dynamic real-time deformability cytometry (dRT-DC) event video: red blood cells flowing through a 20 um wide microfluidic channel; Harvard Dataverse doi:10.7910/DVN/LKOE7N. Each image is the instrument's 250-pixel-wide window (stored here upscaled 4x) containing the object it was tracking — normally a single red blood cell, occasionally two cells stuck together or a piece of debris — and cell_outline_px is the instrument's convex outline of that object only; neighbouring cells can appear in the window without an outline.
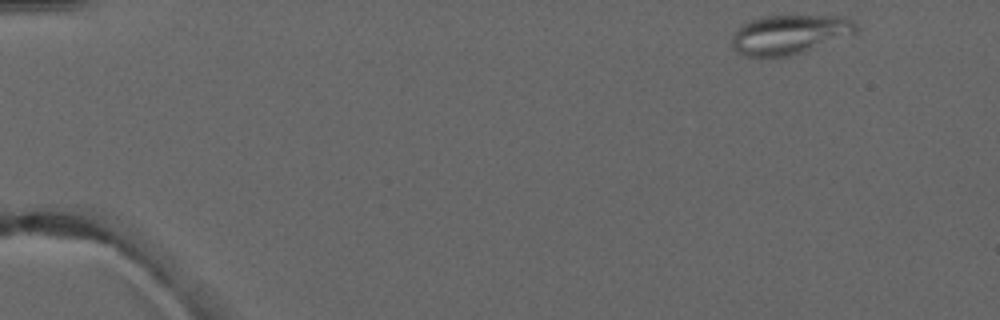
{"species": "common noctule bat (a hibernating species)", "species_latin": "Nyctalus noctula", "temperature_condition": "warm", "stored_images_in_passage": 4, "camera_frame_rate_fps": 3000, "um_per_image_px": 0.085, "animal": {"sex": "male", "forearm_length_mm": 52.5}, "frame": {"image": 1, "passage_image": 1, "time_ms": 0.0, "image_size_px": [1000, 320], "cell_outline_px": [[860, 28], [856, 32], [792, 56], [744, 56], [736, 52], [732, 48], [732, 32], [740, 24], [764, 16], [848, 16]], "centroid_in_image_um": [67.06, 2.92], "position_along_channel_um": 17.9, "area_um2": 28.5}}